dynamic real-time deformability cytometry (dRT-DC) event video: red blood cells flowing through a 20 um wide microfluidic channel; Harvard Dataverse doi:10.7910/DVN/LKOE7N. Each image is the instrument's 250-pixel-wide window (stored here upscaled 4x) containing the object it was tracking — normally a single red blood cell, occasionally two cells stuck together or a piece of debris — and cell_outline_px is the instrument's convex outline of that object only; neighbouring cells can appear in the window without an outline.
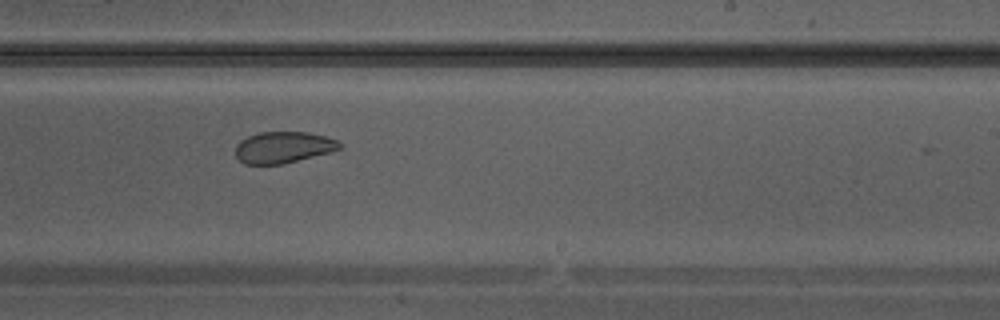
{"species": "Egyptian fruit bat (a non-hibernating species)", "species_latin": "Rousettus aegyptiacus", "temperature_condition": "warm", "stored_images_in_passage": 31, "camera_frame_rate_fps": 3000, "um_per_image_px": 0.085, "animal": {"sex": "male"}, "frame": {"image": 1, "passage_image": 18, "time_ms": 5.667, "image_size_px": [1000, 320], "cell_outline_px": [[340, 148], [328, 152], [280, 164], [244, 164], [236, 156], [236, 144], [240, 140], [248, 136], [260, 132], [308, 132], [324, 136], [336, 140], [340, 144]], "centroid_in_image_um": [24.01, 12.51], "position_along_channel_um": 265.0, "area_um2": 18.67}}